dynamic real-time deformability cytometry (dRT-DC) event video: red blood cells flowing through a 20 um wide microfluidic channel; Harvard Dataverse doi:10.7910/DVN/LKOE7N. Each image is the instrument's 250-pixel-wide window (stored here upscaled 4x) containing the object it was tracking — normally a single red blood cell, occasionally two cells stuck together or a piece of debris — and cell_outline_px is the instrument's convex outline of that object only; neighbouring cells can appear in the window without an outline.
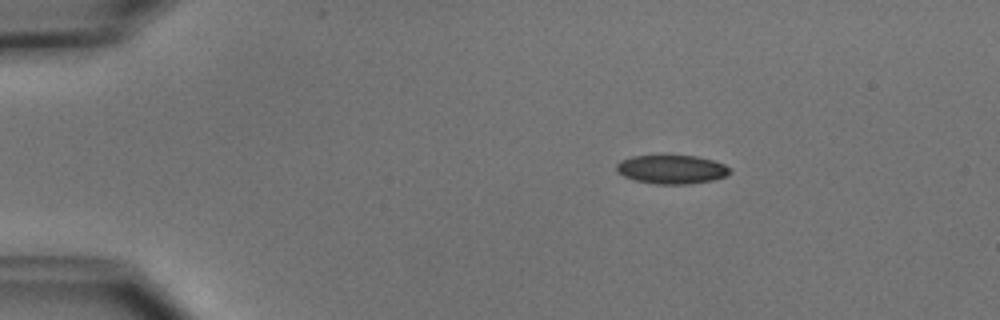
{"species": "common noctule bat (a hibernating species)", "species_latin": "Nyctalus noctula", "temperature_condition": "cold", "stored_images_in_passage": 5, "camera_frame_rate_fps": 3000, "um_per_image_px": 0.085, "animal": {"sex": "male", "body_mass_g": 15.6}, "frame": {"image": 1, "passage_image": 2, "time_ms": 2.0, "image_size_px": [1000, 320], "cell_outline_px": [[732, 172], [724, 176], [712, 180], [692, 184], [652, 184], [636, 180], [624, 176], [616, 172], [616, 164], [620, 160], [632, 156], [660, 152], [664, 152], [696, 156], [712, 160], [724, 164]], "centroid_in_image_um": [57.03, 14.34], "position_along_channel_um": 28.0, "area_um2": 19.94}}